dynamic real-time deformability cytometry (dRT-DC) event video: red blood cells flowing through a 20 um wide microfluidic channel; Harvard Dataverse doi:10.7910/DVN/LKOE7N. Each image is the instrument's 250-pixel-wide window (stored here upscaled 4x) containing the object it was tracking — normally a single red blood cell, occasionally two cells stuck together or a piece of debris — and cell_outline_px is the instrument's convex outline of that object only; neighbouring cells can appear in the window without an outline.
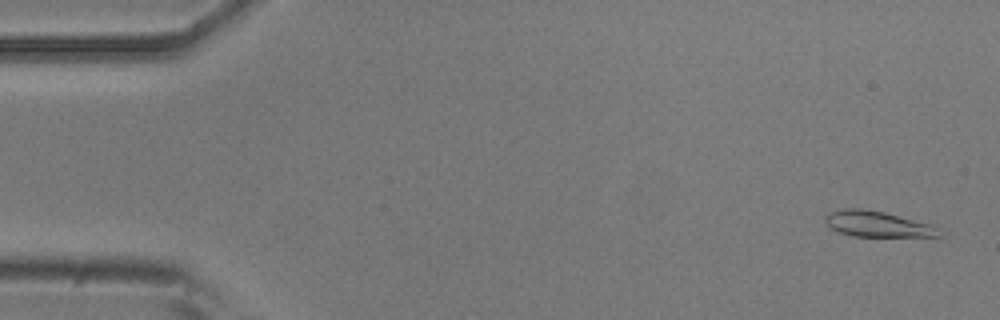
{"species": "common noctule bat (a hibernating species)", "species_latin": "Nyctalus noctula", "temperature_condition": "room temperature", "stored_images_in_passage": 52, "camera_frame_rate_fps": 3000, "um_per_image_px": 0.085, "animal": {"sex": "male", "body_mass_g": 20.5, "forearm_length_mm": 52.5}, "frame": {"image": 1, "passage_image": 2, "time_ms": 0.333, "image_size_px": [1000, 320], "cell_outline_px": [[940, 236], [852, 236], [840, 232], [832, 228], [824, 220], [824, 216], [828, 212], [844, 208], [860, 208], [884, 212], [932, 224], [936, 228]], "centroid_in_image_um": [74.52, 19.03], "position_along_channel_um": 10.5, "area_um2": 16.82}}
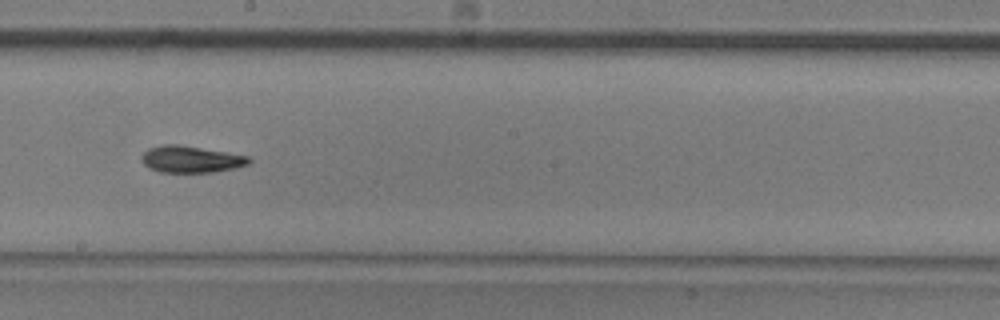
{"frame": {"image": 2, "passage_image": 29, "time_ms": 9.333, "image_size_px": [1000, 320], "cell_outline_px": [[252, 160], [248, 164], [236, 168], [212, 172], [160, 172], [148, 168], [140, 160], [140, 156], [148, 148], [160, 144], [180, 144], [248, 156]], "centroid_in_image_um": [16.18, 13.53], "position_along_channel_um": 232.0, "area_um2": 16.88}}
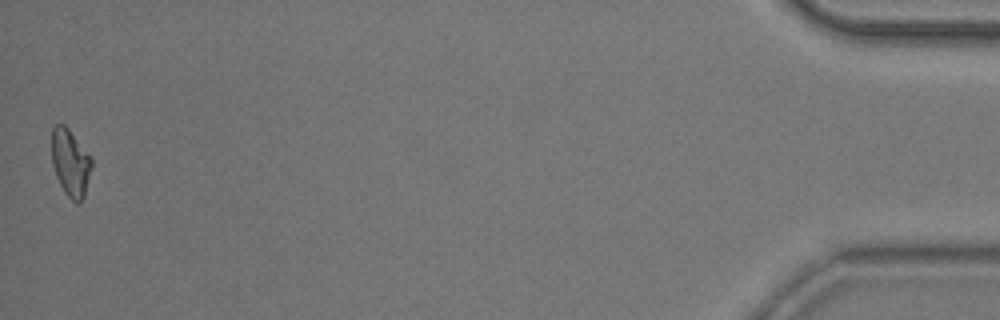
{"frame": {"image": 3, "passage_image": 52, "time_ms": 17.0, "image_size_px": [1000, 320], "cell_outline_px": [[92, 168], [84, 196], [80, 204], [76, 204], [64, 192], [56, 176], [52, 164], [52, 128], [56, 124], [64, 124], [68, 128], [92, 156]], "centroid_in_image_um": [6.0, 13.84], "position_along_channel_um": 429.2, "area_um2": 15.84}, "authors_computed_cell_mechanics": {"area_um2": 16.473, "velocity_mm_per_s": 3.826, "shape_relaxation_time_tau1_ms": null, "shape_relaxation_time_tau2_ms": 7.2932, "deformation_change_tau1": null, "deformation_change_tau2": 0.1311}}